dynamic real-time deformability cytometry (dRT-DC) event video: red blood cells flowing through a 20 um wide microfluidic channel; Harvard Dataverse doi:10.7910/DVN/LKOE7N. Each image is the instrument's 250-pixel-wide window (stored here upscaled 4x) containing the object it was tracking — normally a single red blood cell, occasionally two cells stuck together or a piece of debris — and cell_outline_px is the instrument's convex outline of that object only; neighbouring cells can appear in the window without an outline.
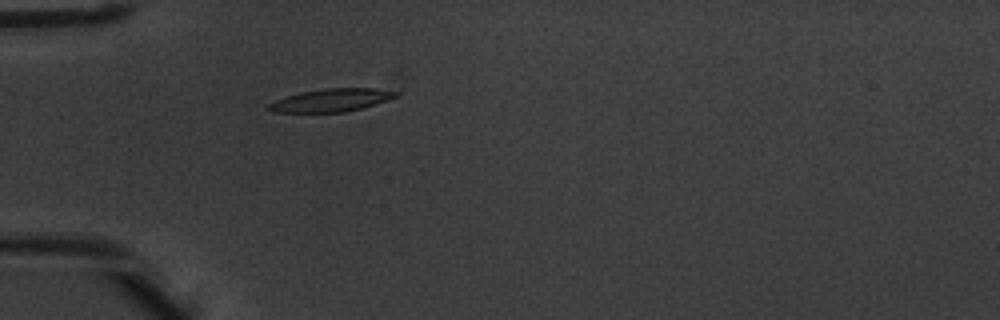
{"species": "common noctule bat (a hibernating species)", "species_latin": "Nyctalus noctula", "temperature_condition": "warm", "stored_images_in_passage": 4, "camera_frame_rate_fps": 3000, "um_per_image_px": 0.085, "animal": {"sex": "male", "body_mass_g": 20.1, "forearm_length_mm": 53.5}, "frame": {"image": 1, "passage_image": 4, "time_ms": 1.0, "image_size_px": [1000, 320], "cell_outline_px": [[400, 92], [396, 96], [360, 108], [344, 112], [276, 112], [268, 108], [268, 104], [284, 96], [300, 92], [324, 88], [372, 88]], "centroid_in_image_um": [28.1, 8.5], "position_along_channel_um": 56.9, "area_um2": 16.59}}